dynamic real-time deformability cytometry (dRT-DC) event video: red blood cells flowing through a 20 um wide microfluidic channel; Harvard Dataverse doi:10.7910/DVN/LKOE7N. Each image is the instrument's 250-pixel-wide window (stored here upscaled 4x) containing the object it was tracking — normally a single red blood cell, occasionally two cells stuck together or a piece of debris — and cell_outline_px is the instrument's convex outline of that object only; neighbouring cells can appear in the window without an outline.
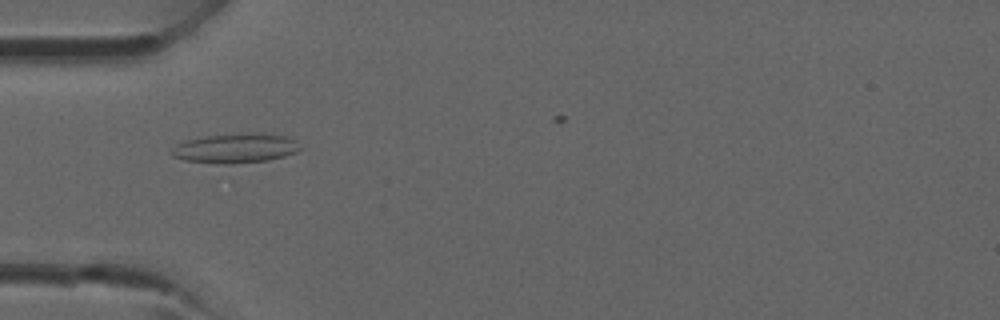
{"species": "common noctule bat (a hibernating species)", "species_latin": "Nyctalus noctula", "temperature_condition": "room temperature", "stored_images_in_passage": 26, "camera_frame_rate_fps": 3000, "um_per_image_px": 0.085, "animal": {"sex": "male", "forearm_length_mm": 52.5}, "frame": {"image": 1, "passage_image": 4, "time_ms": 1.0, "image_size_px": [1000, 320], "cell_outline_px": [[304, 148], [296, 152], [284, 156], [268, 160], [232, 164], [224, 164], [184, 160], [172, 156], [172, 148], [176, 144], [188, 140], [208, 136], [252, 132], [288, 136], [296, 140]], "centroid_in_image_um": [20.08, 12.6], "position_along_channel_um": 64.9, "area_um2": 22.2}}
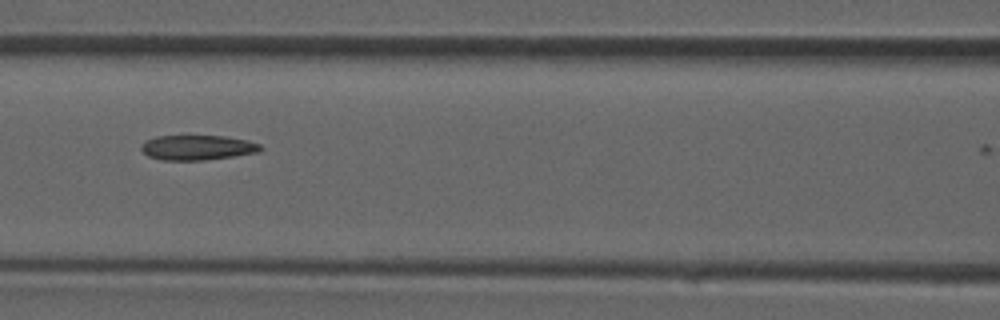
{"frame": {"image": 2, "passage_image": 9, "time_ms": 2.667, "image_size_px": [1000, 320], "cell_outline_px": [[264, 148], [260, 152], [204, 160], [164, 160], [148, 156], [140, 148], [140, 144], [144, 140], [156, 136], [224, 136], [248, 140], [260, 144]], "centroid_in_image_um": [16.78, 12.53], "position_along_channel_um": 149.8, "area_um2": 17.4}}
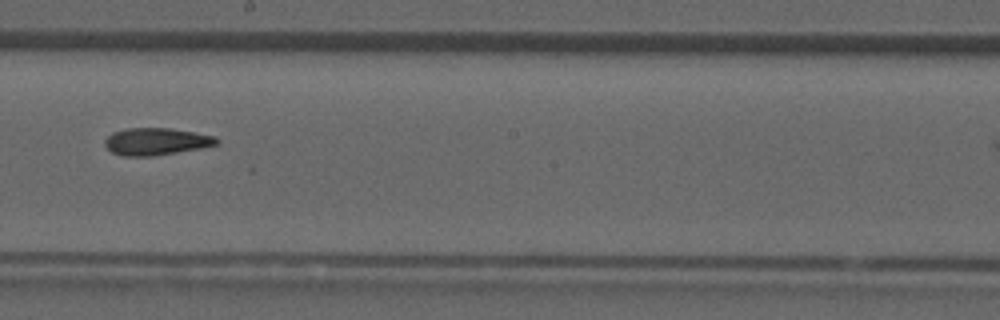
{"frame": {"image": 3, "passage_image": 14, "time_ms": 4.333, "image_size_px": [1000, 320], "cell_outline_px": [[220, 140], [216, 144], [200, 148], [152, 156], [124, 156], [112, 152], [104, 144], [104, 140], [112, 132], [124, 128], [168, 128], [216, 136]], "centroid_in_image_um": [13.24, 12.02], "position_along_channel_um": 235.0, "area_um2": 17.57}}